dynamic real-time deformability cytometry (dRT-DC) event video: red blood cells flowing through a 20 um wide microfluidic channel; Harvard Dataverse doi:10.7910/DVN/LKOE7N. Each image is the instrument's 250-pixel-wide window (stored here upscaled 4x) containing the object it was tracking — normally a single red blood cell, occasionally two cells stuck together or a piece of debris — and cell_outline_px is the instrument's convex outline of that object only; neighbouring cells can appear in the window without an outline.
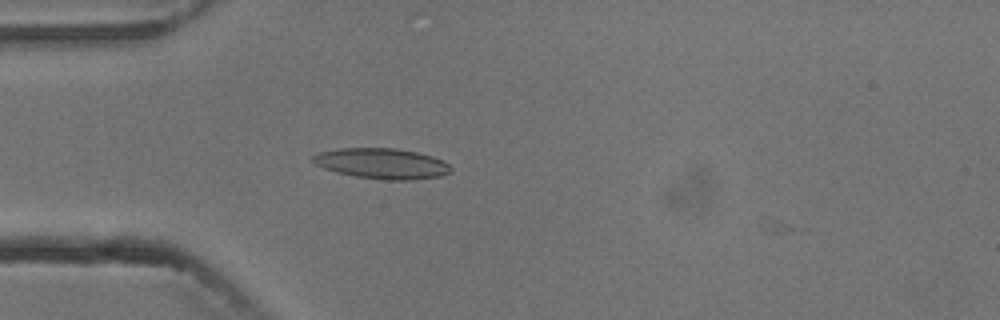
{"species": "common noctule bat (a hibernating species)", "species_latin": "Nyctalus noctula", "temperature_condition": "cold", "stored_images_in_passage": 5, "camera_frame_rate_fps": 3000, "um_per_image_px": 0.085, "animal": {"sex": "male", "body_mass_g": 13.3}, "frame": {"image": 1, "passage_image": 4, "time_ms": 4.333, "image_size_px": [1000, 320], "cell_outline_px": [[452, 168], [448, 172], [440, 176], [412, 180], [384, 180], [356, 176], [336, 172], [324, 168], [316, 164], [312, 160], [312, 156], [316, 152], [336, 148], [396, 148], [416, 152], [432, 156], [444, 160]], "centroid_in_image_um": [32.44, 13.89], "position_along_channel_um": 52.6, "area_um2": 24.62}}